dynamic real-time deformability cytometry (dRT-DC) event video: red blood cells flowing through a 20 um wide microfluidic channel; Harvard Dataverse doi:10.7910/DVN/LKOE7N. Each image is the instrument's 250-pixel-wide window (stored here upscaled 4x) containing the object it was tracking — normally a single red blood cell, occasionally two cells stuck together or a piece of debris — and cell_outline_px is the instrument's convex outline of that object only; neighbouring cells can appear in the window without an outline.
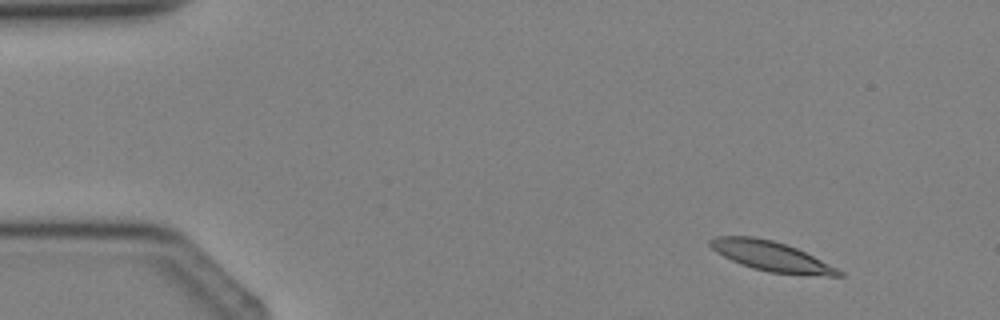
{"species": "Egyptian fruit bat (a non-hibernating species)", "species_latin": "Rousettus aegyptiacus", "temperature_condition": "cold", "stored_images_in_passage": 4, "camera_frame_rate_fps": 3000, "um_per_image_px": 0.085, "animal": {"sex": "female"}, "frame": {"image": 1, "passage_image": 1, "time_ms": 0.0, "image_size_px": [1000, 320], "cell_outline_px": [[844, 276], [828, 276], [768, 272], [752, 268], [740, 264], [716, 252], [708, 244], [708, 240], [716, 236], [752, 236], [772, 240], [796, 248], [844, 272]], "centroid_in_image_um": [65.51, 21.77], "position_along_channel_um": 19.5, "area_um2": 22.02}}